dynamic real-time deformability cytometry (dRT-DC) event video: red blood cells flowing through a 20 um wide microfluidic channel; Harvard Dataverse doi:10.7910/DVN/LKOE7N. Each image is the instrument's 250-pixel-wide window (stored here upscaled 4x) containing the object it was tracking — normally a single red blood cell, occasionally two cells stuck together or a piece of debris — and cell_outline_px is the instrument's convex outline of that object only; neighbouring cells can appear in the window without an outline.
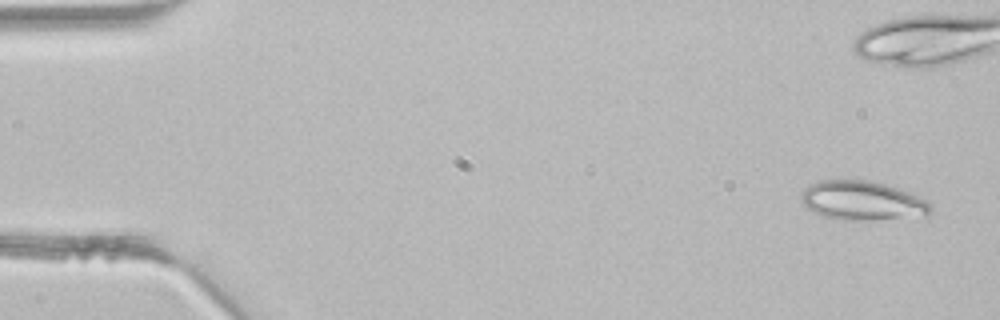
{"species": "common noctule bat (a hibernating species)", "species_latin": "Nyctalus noctula", "temperature_condition": "room temperature", "stored_images_in_passage": 4, "camera_frame_rate_fps": 3000, "um_per_image_px": 0.085, "animal": {"sex": "male", "body_mass_g": 21.5, "forearm_length_mm": 52.0}, "frame": {"image": 1, "passage_image": 1, "time_ms": 0.0, "image_size_px": [1000, 320], "cell_outline_px": [[932, 212], [928, 220], [836, 220], [820, 216], [808, 208], [800, 200], [800, 196], [804, 188], [808, 184], [820, 180], [868, 180], [884, 184], [920, 196], [928, 200], [932, 204]], "centroid_in_image_um": [73.42, 17.11], "position_along_channel_um": 11.6, "area_um2": 30.98}}